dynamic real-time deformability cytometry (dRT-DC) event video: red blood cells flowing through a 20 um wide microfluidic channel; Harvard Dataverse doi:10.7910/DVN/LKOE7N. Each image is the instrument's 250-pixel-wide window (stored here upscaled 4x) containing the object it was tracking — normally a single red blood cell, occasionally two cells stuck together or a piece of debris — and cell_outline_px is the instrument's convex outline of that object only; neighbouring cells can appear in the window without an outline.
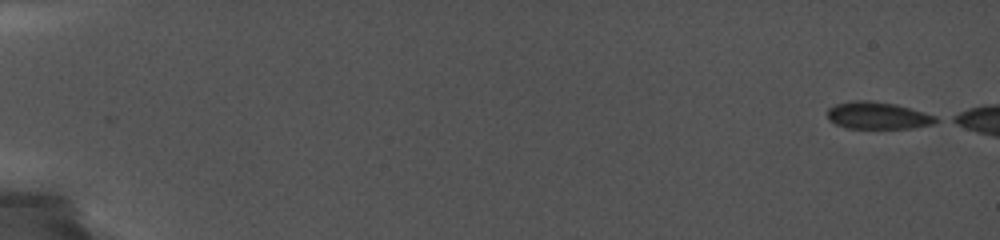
{"species": "common noctule bat (a hibernating species)", "species_latin": "Nyctalus noctula", "temperature_condition": "cold", "stored_images_in_passage": 64, "camera_frame_rate_fps": 5000, "um_per_image_px": 0.085, "animal": {"sex": "female", "body_mass_g": 19.0, "forearm_length_mm": 56.7}, "frame": {"image": 1, "passage_image": 1, "time_ms": 0.0, "image_size_px": [1000, 240], "cell_outline_px": [[940, 120], [932, 124], [912, 128], [844, 128], [828, 120], [828, 108], [836, 104], [852, 100], [872, 100], [896, 104], [924, 112], [936, 116]], "centroid_in_image_um": [74.6, 9.81], "position_along_channel_um": 10.4, "area_um2": 17.28}}
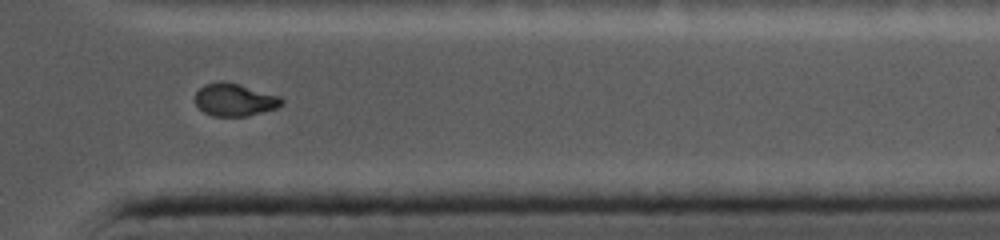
{"frame": {"image": 2, "passage_image": 60, "time_ms": 15.0, "image_size_px": [1000, 240], "cell_outline_px": [[284, 104], [276, 108], [248, 116], [212, 116], [204, 112], [196, 104], [196, 92], [204, 84], [220, 80], [224, 80], [240, 84], [280, 96], [284, 100]], "centroid_in_image_um": [19.96, 8.47], "position_along_channel_um": 391.4, "area_um2": 16.59}}
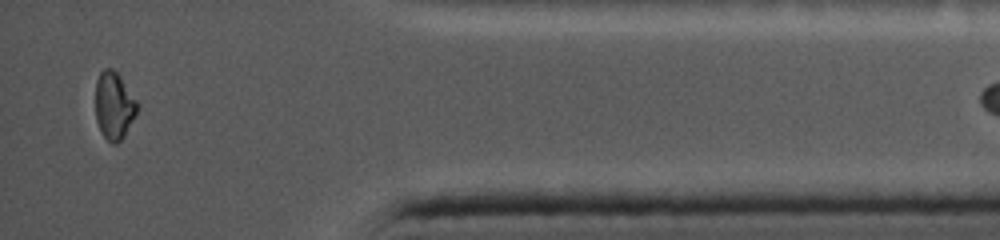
{"frame": {"image": 3, "passage_image": 63, "time_ms": 16.4, "image_size_px": [1000, 240], "cell_outline_px": [[140, 108], [124, 136], [116, 144], [112, 144], [104, 136], [96, 120], [96, 80], [100, 72], [104, 68], [112, 68], [120, 76], [136, 100]], "centroid_in_image_um": [9.7, 8.97], "position_along_channel_um": 425.5, "area_um2": 16.36}}